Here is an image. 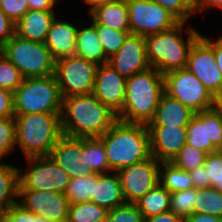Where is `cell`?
<instances>
[{"mask_svg": "<svg viewBox=\"0 0 222 222\" xmlns=\"http://www.w3.org/2000/svg\"><path fill=\"white\" fill-rule=\"evenodd\" d=\"M200 37L214 50L216 63L222 73V36L216 41H212L206 36L201 35Z\"/></svg>", "mask_w": 222, "mask_h": 222, "instance_id": "obj_46", "label": "cell"}, {"mask_svg": "<svg viewBox=\"0 0 222 222\" xmlns=\"http://www.w3.org/2000/svg\"><path fill=\"white\" fill-rule=\"evenodd\" d=\"M171 193L158 184L135 204L144 218L158 215L170 210Z\"/></svg>", "mask_w": 222, "mask_h": 222, "instance_id": "obj_27", "label": "cell"}, {"mask_svg": "<svg viewBox=\"0 0 222 222\" xmlns=\"http://www.w3.org/2000/svg\"><path fill=\"white\" fill-rule=\"evenodd\" d=\"M100 138L112 172L151 157L147 125L117 120Z\"/></svg>", "mask_w": 222, "mask_h": 222, "instance_id": "obj_2", "label": "cell"}, {"mask_svg": "<svg viewBox=\"0 0 222 222\" xmlns=\"http://www.w3.org/2000/svg\"><path fill=\"white\" fill-rule=\"evenodd\" d=\"M184 26L185 22H179L166 31L144 37L148 63L150 67L163 75L173 70L186 68L189 50L201 36L195 29L185 28L188 37L184 42L182 38Z\"/></svg>", "mask_w": 222, "mask_h": 222, "instance_id": "obj_4", "label": "cell"}, {"mask_svg": "<svg viewBox=\"0 0 222 222\" xmlns=\"http://www.w3.org/2000/svg\"><path fill=\"white\" fill-rule=\"evenodd\" d=\"M188 173L190 175L194 188L201 189L211 187L210 179L207 178V171L204 165L199 166L198 168L189 171Z\"/></svg>", "mask_w": 222, "mask_h": 222, "instance_id": "obj_45", "label": "cell"}, {"mask_svg": "<svg viewBox=\"0 0 222 222\" xmlns=\"http://www.w3.org/2000/svg\"><path fill=\"white\" fill-rule=\"evenodd\" d=\"M84 162L92 173H112L105 146L100 137L84 138Z\"/></svg>", "mask_w": 222, "mask_h": 222, "instance_id": "obj_26", "label": "cell"}, {"mask_svg": "<svg viewBox=\"0 0 222 222\" xmlns=\"http://www.w3.org/2000/svg\"><path fill=\"white\" fill-rule=\"evenodd\" d=\"M96 222H108L107 215H106L104 218L99 219V220H98V221H96Z\"/></svg>", "mask_w": 222, "mask_h": 222, "instance_id": "obj_52", "label": "cell"}, {"mask_svg": "<svg viewBox=\"0 0 222 222\" xmlns=\"http://www.w3.org/2000/svg\"><path fill=\"white\" fill-rule=\"evenodd\" d=\"M60 119L62 134L72 138L100 137L118 120L93 94L62 98Z\"/></svg>", "mask_w": 222, "mask_h": 222, "instance_id": "obj_1", "label": "cell"}, {"mask_svg": "<svg viewBox=\"0 0 222 222\" xmlns=\"http://www.w3.org/2000/svg\"><path fill=\"white\" fill-rule=\"evenodd\" d=\"M186 129L187 144L208 154L222 150V102L194 113Z\"/></svg>", "mask_w": 222, "mask_h": 222, "instance_id": "obj_11", "label": "cell"}, {"mask_svg": "<svg viewBox=\"0 0 222 222\" xmlns=\"http://www.w3.org/2000/svg\"><path fill=\"white\" fill-rule=\"evenodd\" d=\"M95 26L97 28L99 41L108 58L119 51L124 40L131 34V31H118L104 25Z\"/></svg>", "mask_w": 222, "mask_h": 222, "instance_id": "obj_34", "label": "cell"}, {"mask_svg": "<svg viewBox=\"0 0 222 222\" xmlns=\"http://www.w3.org/2000/svg\"><path fill=\"white\" fill-rule=\"evenodd\" d=\"M207 154L186 143L172 163L183 171L189 172L204 165Z\"/></svg>", "mask_w": 222, "mask_h": 222, "instance_id": "obj_35", "label": "cell"}, {"mask_svg": "<svg viewBox=\"0 0 222 222\" xmlns=\"http://www.w3.org/2000/svg\"><path fill=\"white\" fill-rule=\"evenodd\" d=\"M1 53L24 79L55 74V61L45 43L29 41L14 34L1 48Z\"/></svg>", "mask_w": 222, "mask_h": 222, "instance_id": "obj_7", "label": "cell"}, {"mask_svg": "<svg viewBox=\"0 0 222 222\" xmlns=\"http://www.w3.org/2000/svg\"><path fill=\"white\" fill-rule=\"evenodd\" d=\"M131 34L146 37L158 34L180 21L169 11L150 0H126Z\"/></svg>", "mask_w": 222, "mask_h": 222, "instance_id": "obj_12", "label": "cell"}, {"mask_svg": "<svg viewBox=\"0 0 222 222\" xmlns=\"http://www.w3.org/2000/svg\"><path fill=\"white\" fill-rule=\"evenodd\" d=\"M217 6L222 9V0H193V11L206 10L207 7Z\"/></svg>", "mask_w": 222, "mask_h": 222, "instance_id": "obj_50", "label": "cell"}, {"mask_svg": "<svg viewBox=\"0 0 222 222\" xmlns=\"http://www.w3.org/2000/svg\"><path fill=\"white\" fill-rule=\"evenodd\" d=\"M108 222H145L135 203H125L107 211Z\"/></svg>", "mask_w": 222, "mask_h": 222, "instance_id": "obj_38", "label": "cell"}, {"mask_svg": "<svg viewBox=\"0 0 222 222\" xmlns=\"http://www.w3.org/2000/svg\"><path fill=\"white\" fill-rule=\"evenodd\" d=\"M193 116V111L164 92L161 95L154 117L148 125L187 127Z\"/></svg>", "mask_w": 222, "mask_h": 222, "instance_id": "obj_22", "label": "cell"}, {"mask_svg": "<svg viewBox=\"0 0 222 222\" xmlns=\"http://www.w3.org/2000/svg\"><path fill=\"white\" fill-rule=\"evenodd\" d=\"M16 147V122L14 117L0 118V161Z\"/></svg>", "mask_w": 222, "mask_h": 222, "instance_id": "obj_37", "label": "cell"}, {"mask_svg": "<svg viewBox=\"0 0 222 222\" xmlns=\"http://www.w3.org/2000/svg\"><path fill=\"white\" fill-rule=\"evenodd\" d=\"M90 14L94 25H104L118 31H130L126 0H116L96 6Z\"/></svg>", "mask_w": 222, "mask_h": 222, "instance_id": "obj_23", "label": "cell"}, {"mask_svg": "<svg viewBox=\"0 0 222 222\" xmlns=\"http://www.w3.org/2000/svg\"><path fill=\"white\" fill-rule=\"evenodd\" d=\"M61 113L15 115L16 145L26 158L49 156L63 136Z\"/></svg>", "mask_w": 222, "mask_h": 222, "instance_id": "obj_5", "label": "cell"}, {"mask_svg": "<svg viewBox=\"0 0 222 222\" xmlns=\"http://www.w3.org/2000/svg\"><path fill=\"white\" fill-rule=\"evenodd\" d=\"M107 64L125 79L150 68L144 37L129 34L119 51L108 58Z\"/></svg>", "mask_w": 222, "mask_h": 222, "instance_id": "obj_16", "label": "cell"}, {"mask_svg": "<svg viewBox=\"0 0 222 222\" xmlns=\"http://www.w3.org/2000/svg\"><path fill=\"white\" fill-rule=\"evenodd\" d=\"M159 184L170 193L193 188L189 173L172 162L160 163Z\"/></svg>", "mask_w": 222, "mask_h": 222, "instance_id": "obj_29", "label": "cell"}, {"mask_svg": "<svg viewBox=\"0 0 222 222\" xmlns=\"http://www.w3.org/2000/svg\"><path fill=\"white\" fill-rule=\"evenodd\" d=\"M29 10L54 11V0H28Z\"/></svg>", "mask_w": 222, "mask_h": 222, "instance_id": "obj_48", "label": "cell"}, {"mask_svg": "<svg viewBox=\"0 0 222 222\" xmlns=\"http://www.w3.org/2000/svg\"><path fill=\"white\" fill-rule=\"evenodd\" d=\"M169 11L180 22H188L194 13L191 0H150Z\"/></svg>", "mask_w": 222, "mask_h": 222, "instance_id": "obj_40", "label": "cell"}, {"mask_svg": "<svg viewBox=\"0 0 222 222\" xmlns=\"http://www.w3.org/2000/svg\"><path fill=\"white\" fill-rule=\"evenodd\" d=\"M18 197L22 198L18 204L37 216L52 222L67 220L69 201L64 193L18 190Z\"/></svg>", "mask_w": 222, "mask_h": 222, "instance_id": "obj_15", "label": "cell"}, {"mask_svg": "<svg viewBox=\"0 0 222 222\" xmlns=\"http://www.w3.org/2000/svg\"><path fill=\"white\" fill-rule=\"evenodd\" d=\"M164 92L179 100L194 113L215 107L219 101L188 69H177L163 75Z\"/></svg>", "mask_w": 222, "mask_h": 222, "instance_id": "obj_8", "label": "cell"}, {"mask_svg": "<svg viewBox=\"0 0 222 222\" xmlns=\"http://www.w3.org/2000/svg\"><path fill=\"white\" fill-rule=\"evenodd\" d=\"M75 55L97 65L106 64L108 57L105 55L97 35V28L92 23L90 26L77 31Z\"/></svg>", "mask_w": 222, "mask_h": 222, "instance_id": "obj_25", "label": "cell"}, {"mask_svg": "<svg viewBox=\"0 0 222 222\" xmlns=\"http://www.w3.org/2000/svg\"><path fill=\"white\" fill-rule=\"evenodd\" d=\"M15 117L14 93L0 88V118Z\"/></svg>", "mask_w": 222, "mask_h": 222, "instance_id": "obj_43", "label": "cell"}, {"mask_svg": "<svg viewBox=\"0 0 222 222\" xmlns=\"http://www.w3.org/2000/svg\"><path fill=\"white\" fill-rule=\"evenodd\" d=\"M0 10L16 23L28 10V0H0Z\"/></svg>", "mask_w": 222, "mask_h": 222, "instance_id": "obj_42", "label": "cell"}, {"mask_svg": "<svg viewBox=\"0 0 222 222\" xmlns=\"http://www.w3.org/2000/svg\"><path fill=\"white\" fill-rule=\"evenodd\" d=\"M150 134V152L157 161L172 162L187 140L186 127L147 125Z\"/></svg>", "mask_w": 222, "mask_h": 222, "instance_id": "obj_18", "label": "cell"}, {"mask_svg": "<svg viewBox=\"0 0 222 222\" xmlns=\"http://www.w3.org/2000/svg\"><path fill=\"white\" fill-rule=\"evenodd\" d=\"M55 18L54 11L28 10L15 23V34L29 41L44 43Z\"/></svg>", "mask_w": 222, "mask_h": 222, "instance_id": "obj_21", "label": "cell"}, {"mask_svg": "<svg viewBox=\"0 0 222 222\" xmlns=\"http://www.w3.org/2000/svg\"><path fill=\"white\" fill-rule=\"evenodd\" d=\"M30 169H19L18 190L64 193L71 177L50 156L26 158Z\"/></svg>", "mask_w": 222, "mask_h": 222, "instance_id": "obj_10", "label": "cell"}, {"mask_svg": "<svg viewBox=\"0 0 222 222\" xmlns=\"http://www.w3.org/2000/svg\"><path fill=\"white\" fill-rule=\"evenodd\" d=\"M0 222H52L44 217L37 216L32 212L24 209L18 203L12 205L8 210H5Z\"/></svg>", "mask_w": 222, "mask_h": 222, "instance_id": "obj_41", "label": "cell"}, {"mask_svg": "<svg viewBox=\"0 0 222 222\" xmlns=\"http://www.w3.org/2000/svg\"><path fill=\"white\" fill-rule=\"evenodd\" d=\"M195 213L222 217V192L213 187L197 189Z\"/></svg>", "mask_w": 222, "mask_h": 222, "instance_id": "obj_31", "label": "cell"}, {"mask_svg": "<svg viewBox=\"0 0 222 222\" xmlns=\"http://www.w3.org/2000/svg\"><path fill=\"white\" fill-rule=\"evenodd\" d=\"M90 202L105 208L107 211L126 203L116 172H113V175L98 174L97 183L94 184V195Z\"/></svg>", "mask_w": 222, "mask_h": 222, "instance_id": "obj_24", "label": "cell"}, {"mask_svg": "<svg viewBox=\"0 0 222 222\" xmlns=\"http://www.w3.org/2000/svg\"><path fill=\"white\" fill-rule=\"evenodd\" d=\"M49 156L71 178H83L92 174L84 162V138L63 135Z\"/></svg>", "mask_w": 222, "mask_h": 222, "instance_id": "obj_19", "label": "cell"}, {"mask_svg": "<svg viewBox=\"0 0 222 222\" xmlns=\"http://www.w3.org/2000/svg\"><path fill=\"white\" fill-rule=\"evenodd\" d=\"M15 34V23L0 10V48Z\"/></svg>", "mask_w": 222, "mask_h": 222, "instance_id": "obj_44", "label": "cell"}, {"mask_svg": "<svg viewBox=\"0 0 222 222\" xmlns=\"http://www.w3.org/2000/svg\"><path fill=\"white\" fill-rule=\"evenodd\" d=\"M97 64L77 55L55 62V77L62 98L72 95L92 94Z\"/></svg>", "mask_w": 222, "mask_h": 222, "instance_id": "obj_9", "label": "cell"}, {"mask_svg": "<svg viewBox=\"0 0 222 222\" xmlns=\"http://www.w3.org/2000/svg\"><path fill=\"white\" fill-rule=\"evenodd\" d=\"M13 93L15 115L61 113L62 96L54 74L25 78Z\"/></svg>", "mask_w": 222, "mask_h": 222, "instance_id": "obj_6", "label": "cell"}, {"mask_svg": "<svg viewBox=\"0 0 222 222\" xmlns=\"http://www.w3.org/2000/svg\"><path fill=\"white\" fill-rule=\"evenodd\" d=\"M98 174L92 173L83 178H71L64 192L69 204L88 202L94 195V184L97 183Z\"/></svg>", "mask_w": 222, "mask_h": 222, "instance_id": "obj_30", "label": "cell"}, {"mask_svg": "<svg viewBox=\"0 0 222 222\" xmlns=\"http://www.w3.org/2000/svg\"><path fill=\"white\" fill-rule=\"evenodd\" d=\"M145 222H183V219L169 210L167 212L145 218Z\"/></svg>", "mask_w": 222, "mask_h": 222, "instance_id": "obj_47", "label": "cell"}, {"mask_svg": "<svg viewBox=\"0 0 222 222\" xmlns=\"http://www.w3.org/2000/svg\"><path fill=\"white\" fill-rule=\"evenodd\" d=\"M126 81L109 64L98 65L92 94L118 114L125 101Z\"/></svg>", "mask_w": 222, "mask_h": 222, "instance_id": "obj_17", "label": "cell"}, {"mask_svg": "<svg viewBox=\"0 0 222 222\" xmlns=\"http://www.w3.org/2000/svg\"><path fill=\"white\" fill-rule=\"evenodd\" d=\"M84 1L90 5L89 11H91L96 6L106 4L108 2H113L116 0H84Z\"/></svg>", "mask_w": 222, "mask_h": 222, "instance_id": "obj_51", "label": "cell"}, {"mask_svg": "<svg viewBox=\"0 0 222 222\" xmlns=\"http://www.w3.org/2000/svg\"><path fill=\"white\" fill-rule=\"evenodd\" d=\"M164 93L163 74L155 68L135 73L126 81L125 101L117 119L148 125Z\"/></svg>", "mask_w": 222, "mask_h": 222, "instance_id": "obj_3", "label": "cell"}, {"mask_svg": "<svg viewBox=\"0 0 222 222\" xmlns=\"http://www.w3.org/2000/svg\"><path fill=\"white\" fill-rule=\"evenodd\" d=\"M183 222H222V217L203 213H193L191 216L186 217Z\"/></svg>", "mask_w": 222, "mask_h": 222, "instance_id": "obj_49", "label": "cell"}, {"mask_svg": "<svg viewBox=\"0 0 222 222\" xmlns=\"http://www.w3.org/2000/svg\"><path fill=\"white\" fill-rule=\"evenodd\" d=\"M19 168L5 163L0 164V206L8 210L18 203Z\"/></svg>", "mask_w": 222, "mask_h": 222, "instance_id": "obj_28", "label": "cell"}, {"mask_svg": "<svg viewBox=\"0 0 222 222\" xmlns=\"http://www.w3.org/2000/svg\"><path fill=\"white\" fill-rule=\"evenodd\" d=\"M23 79L20 71L0 53V88L14 92Z\"/></svg>", "mask_w": 222, "mask_h": 222, "instance_id": "obj_36", "label": "cell"}, {"mask_svg": "<svg viewBox=\"0 0 222 222\" xmlns=\"http://www.w3.org/2000/svg\"><path fill=\"white\" fill-rule=\"evenodd\" d=\"M197 200V189L172 192L170 195V211L183 220L195 213V202Z\"/></svg>", "mask_w": 222, "mask_h": 222, "instance_id": "obj_33", "label": "cell"}, {"mask_svg": "<svg viewBox=\"0 0 222 222\" xmlns=\"http://www.w3.org/2000/svg\"><path fill=\"white\" fill-rule=\"evenodd\" d=\"M160 163L151 156L142 162L124 167L116 172L126 203H136L159 184Z\"/></svg>", "mask_w": 222, "mask_h": 222, "instance_id": "obj_13", "label": "cell"}, {"mask_svg": "<svg viewBox=\"0 0 222 222\" xmlns=\"http://www.w3.org/2000/svg\"><path fill=\"white\" fill-rule=\"evenodd\" d=\"M4 209L0 206V219H1V217H2V215H3V213H4Z\"/></svg>", "mask_w": 222, "mask_h": 222, "instance_id": "obj_53", "label": "cell"}, {"mask_svg": "<svg viewBox=\"0 0 222 222\" xmlns=\"http://www.w3.org/2000/svg\"><path fill=\"white\" fill-rule=\"evenodd\" d=\"M107 215V210L93 202L69 204V222H96Z\"/></svg>", "mask_w": 222, "mask_h": 222, "instance_id": "obj_32", "label": "cell"}, {"mask_svg": "<svg viewBox=\"0 0 222 222\" xmlns=\"http://www.w3.org/2000/svg\"><path fill=\"white\" fill-rule=\"evenodd\" d=\"M186 69L192 72L219 102H222V73L216 63L214 50L201 37L189 50Z\"/></svg>", "mask_w": 222, "mask_h": 222, "instance_id": "obj_14", "label": "cell"}, {"mask_svg": "<svg viewBox=\"0 0 222 222\" xmlns=\"http://www.w3.org/2000/svg\"><path fill=\"white\" fill-rule=\"evenodd\" d=\"M77 31L68 21L55 18L52 22L44 43L55 62L75 55Z\"/></svg>", "mask_w": 222, "mask_h": 222, "instance_id": "obj_20", "label": "cell"}, {"mask_svg": "<svg viewBox=\"0 0 222 222\" xmlns=\"http://www.w3.org/2000/svg\"><path fill=\"white\" fill-rule=\"evenodd\" d=\"M204 166L211 187L222 192V150L207 154Z\"/></svg>", "mask_w": 222, "mask_h": 222, "instance_id": "obj_39", "label": "cell"}]
</instances>
